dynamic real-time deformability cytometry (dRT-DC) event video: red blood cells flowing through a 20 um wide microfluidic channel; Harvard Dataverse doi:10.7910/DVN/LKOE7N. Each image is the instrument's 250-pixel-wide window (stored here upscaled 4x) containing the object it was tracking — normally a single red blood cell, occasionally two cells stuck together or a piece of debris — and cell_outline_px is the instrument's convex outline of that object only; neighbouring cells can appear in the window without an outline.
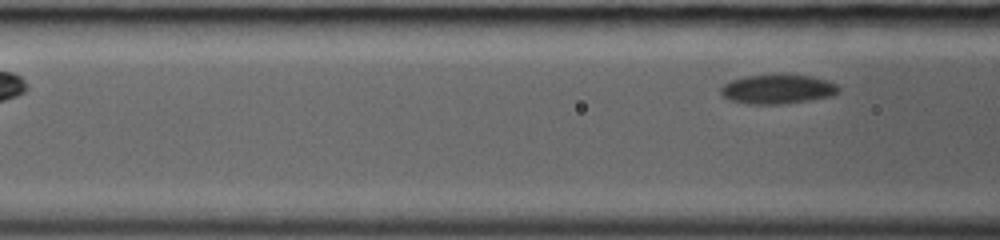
{"species": "common noctule bat (a hibernating species)", "species_latin": "Nyctalus noctula", "temperature_condition": "room temperature", "stored_images_in_passage": 6, "segment_of_instrument_passage": [2, 2], "camera_frame_rate_fps": 3000, "um_per_image_px": 0.085, "animal": {"sex": "female", "body_mass_g": 19.0, "forearm_length_mm": 53.3}, "frame": {"image": 1, "passage_image": 6, "time_ms": 1.667, "image_size_px": [1000, 240], "cell_outline_px": [[840, 92], [832, 96], [812, 100], [780, 104], [748, 104], [728, 100], [720, 92], [720, 88], [728, 80], [744, 76], [812, 76], [836, 84], [840, 88]], "centroid_in_image_um": [66.07, 7.6], "position_along_channel_um": 100.5, "area_um2": 19.94}}